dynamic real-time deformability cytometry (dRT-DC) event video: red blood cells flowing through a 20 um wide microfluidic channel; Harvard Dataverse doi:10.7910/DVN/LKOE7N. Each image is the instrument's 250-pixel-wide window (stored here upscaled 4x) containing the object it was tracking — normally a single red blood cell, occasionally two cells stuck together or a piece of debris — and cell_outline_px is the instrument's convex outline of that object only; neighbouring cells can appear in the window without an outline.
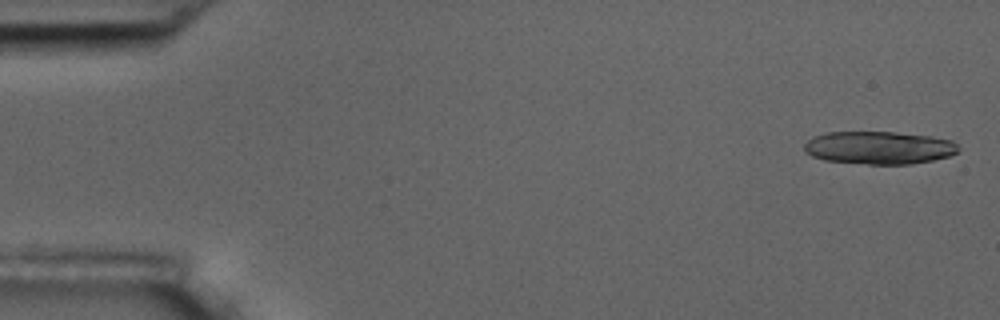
{"species": "common noctule bat (a hibernating species)", "species_latin": "Nyctalus noctula", "temperature_condition": "room temperature", "stored_images_in_passage": 4, "camera_frame_rate_fps": 3000, "um_per_image_px": 0.085, "animal": {"sex": "male", "body_mass_g": 17.5, "forearm_length_mm": 52.3}, "frame": {"image": 1, "passage_image": 1, "time_ms": 0.0, "image_size_px": [1000, 320], "cell_outline_px": [[960, 152], [948, 156], [932, 160], [912, 164], [868, 164], [824, 160], [812, 156], [804, 152], [804, 144], [812, 136], [828, 132], [892, 132], [932, 136], [952, 140], [960, 148]], "centroid_in_image_um": [74.72, 12.55], "position_along_channel_um": 10.3, "area_um2": 29.65}}